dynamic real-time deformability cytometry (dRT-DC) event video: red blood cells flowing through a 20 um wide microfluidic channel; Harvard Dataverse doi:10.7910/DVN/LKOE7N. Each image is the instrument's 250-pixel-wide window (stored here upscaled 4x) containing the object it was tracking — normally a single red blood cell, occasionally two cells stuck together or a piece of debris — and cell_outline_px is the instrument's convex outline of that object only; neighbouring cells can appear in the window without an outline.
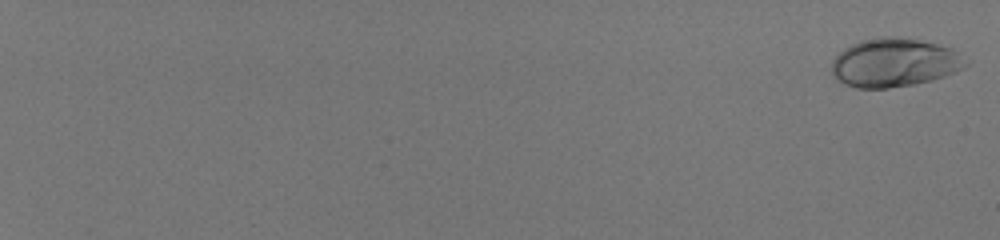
{"species": "human", "species_latin": "Homo sapiens", "temperature_condition": "room temperature", "stored_images_in_passage": 56, "camera_frame_rate_fps": 3000, "um_per_image_px": 0.085, "donor": {"sex": "male"}, "frame": {"image": 1, "passage_image": 1, "time_ms": 0.0, "image_size_px": [1000, 240], "cell_outline_px": [[972, 60], [964, 68], [956, 72], [932, 80], [912, 84], [888, 88], [856, 88], [844, 84], [836, 80], [832, 72], [832, 60], [844, 48], [860, 40], [876, 36], [896, 36], [920, 40], [952, 48]], "centroid_in_image_um": [76.05, 5.31], "position_along_channel_um": 8.9, "area_um2": 38.49}}
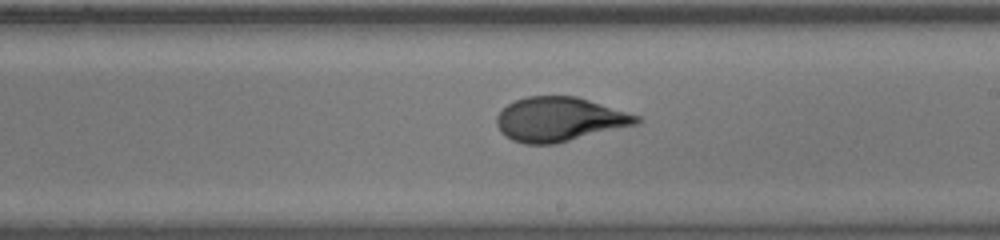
{"frame": {"image": 2, "passage_image": 39, "time_ms": 12.667, "image_size_px": [1000, 240], "cell_outline_px": [[644, 120], [640, 124], [556, 144], [524, 144], [512, 140], [504, 136], [500, 132], [496, 124], [496, 116], [508, 104], [516, 100], [528, 96], [576, 96], [640, 116]], "centroid_in_image_um": [47.57, 10.16], "position_along_channel_um": 241.4, "area_um2": 36.36}}
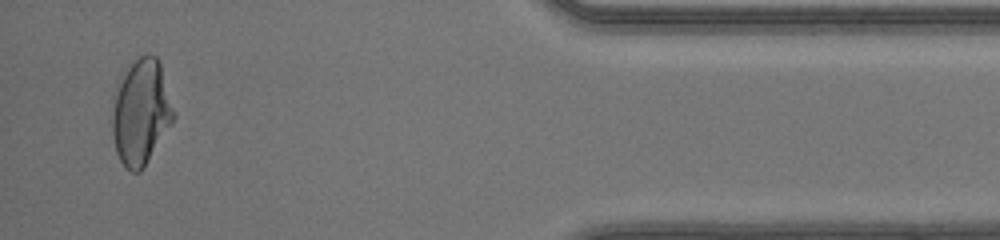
{"frame": {"image": 3, "passage_image": 55, "time_ms": 18.0, "image_size_px": [1000, 240], "cell_outline_px": [[176, 116], [140, 172], [132, 172], [120, 160], [116, 152], [112, 136], [112, 112], [116, 84], [124, 68], [128, 64], [140, 56], [148, 52], [156, 56], [160, 64], [176, 112]], "centroid_in_image_um": [11.97, 9.46], "position_along_channel_um": 423.2, "area_um2": 37.97}, "authors_computed_cell_mechanics": {"area_um2": 35.8938, "velocity_mm_per_s": 4.1483, "shape_relaxation_time_tau1_ms": 5.7977, "shape_relaxation_time_tau2_ms": null, "deformation_change_tau1": 0.2216, "deformation_change_tau2": null}}